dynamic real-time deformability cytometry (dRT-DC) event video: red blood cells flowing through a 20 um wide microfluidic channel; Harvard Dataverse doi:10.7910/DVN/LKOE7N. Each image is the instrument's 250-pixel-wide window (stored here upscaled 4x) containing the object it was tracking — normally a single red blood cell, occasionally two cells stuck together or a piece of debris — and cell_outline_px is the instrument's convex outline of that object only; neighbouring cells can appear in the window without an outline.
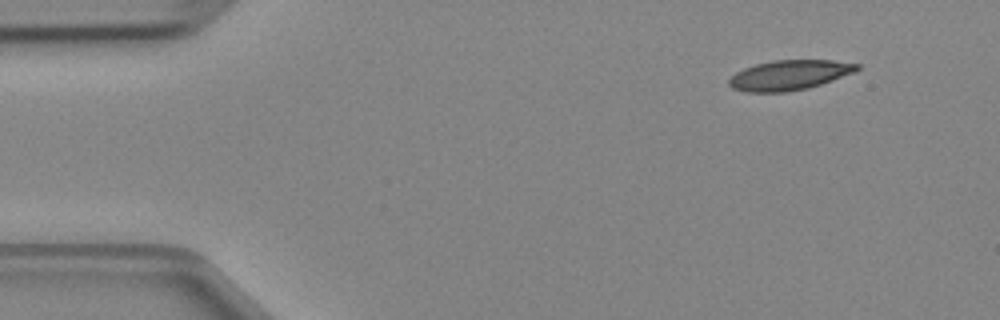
{"species": "Egyptian fruit bat (a non-hibernating species)", "species_latin": "Rousettus aegyptiacus", "temperature_condition": "cold", "stored_images_in_passage": 3, "camera_frame_rate_fps": 3000, "um_per_image_px": 0.085, "animal": {"sex": "female"}, "frame": {"image": 1, "passage_image": 1, "time_ms": 0.0, "image_size_px": [1000, 320], "cell_outline_px": [[860, 68], [852, 72], [820, 84], [808, 88], [784, 92], [744, 92], [732, 88], [728, 84], [728, 80], [736, 72], [744, 68], [756, 64], [772, 60], [832, 60], [860, 64]], "centroid_in_image_um": [67.04, 6.38], "position_along_channel_um": 18.0, "area_um2": 22.14}}